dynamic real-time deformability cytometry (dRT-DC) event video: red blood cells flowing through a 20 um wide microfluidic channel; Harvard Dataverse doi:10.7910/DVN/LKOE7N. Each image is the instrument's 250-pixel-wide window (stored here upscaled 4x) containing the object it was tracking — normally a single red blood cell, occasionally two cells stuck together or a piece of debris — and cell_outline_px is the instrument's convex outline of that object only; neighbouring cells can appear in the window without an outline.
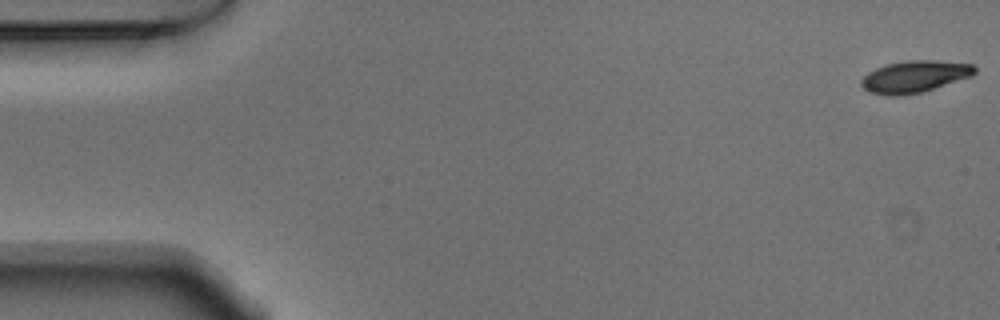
{"species": "Egyptian fruit bat (a non-hibernating species)", "species_latin": "Rousettus aegyptiacus", "temperature_condition": "warm", "stored_images_in_passage": 53, "camera_frame_rate_fps": 3000, "um_per_image_px": 0.085, "animal": {"sex": "male"}, "frame": {"image": 1, "passage_image": 1, "time_ms": 0.0, "image_size_px": [1000, 320], "cell_outline_px": [[976, 72], [972, 76], [920, 92], [900, 96], [888, 96], [868, 92], [860, 84], [860, 80], [868, 72], [876, 68], [888, 64], [908, 60], [936, 60], [972, 64], [976, 68]], "centroid_in_image_um": [77.72, 6.51], "position_along_channel_um": 7.3, "area_um2": 20.98}}
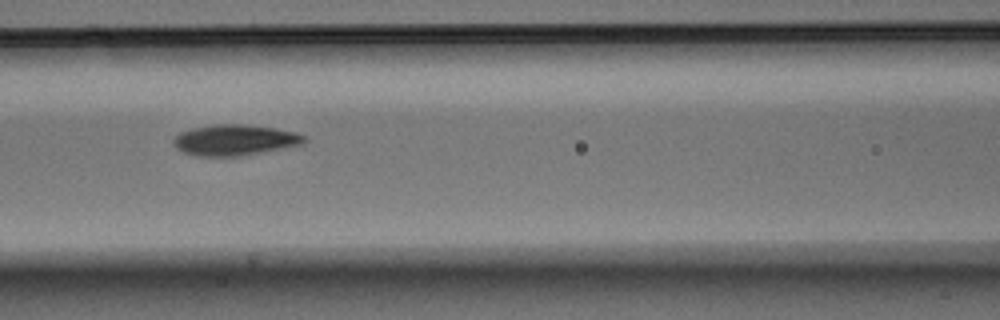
{"frame": {"image": 2, "passage_image": 23, "time_ms": 7.333, "image_size_px": [1000, 320], "cell_outline_px": [[308, 140], [304, 144], [284, 148], [240, 156], [196, 156], [184, 152], [176, 148], [172, 144], [172, 140], [180, 132], [192, 128], [212, 124], [244, 124], [276, 128], [296, 132], [304, 136]], "centroid_in_image_um": [19.96, 11.9], "position_along_channel_um": 146.6, "area_um2": 23.7}}
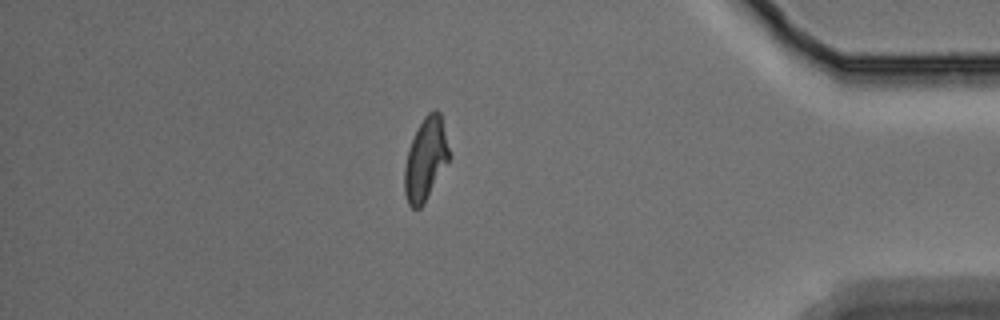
{"frame": {"image": 3, "passage_image": 46, "time_ms": 15.0, "image_size_px": [1000, 320], "cell_outline_px": [[448, 160], [424, 204], [420, 208], [412, 208], [408, 204], [404, 192], [404, 168], [408, 152], [412, 140], [424, 116], [432, 108], [436, 108], [440, 112], [448, 148]], "centroid_in_image_um": [36.15, 13.53], "position_along_channel_um": 399.0, "area_um2": 20.98}, "authors_computed_cell_mechanics": {"area_um2": 22.0796, "velocity_mm_per_s": 3.7729, "shape_relaxation_time_tau1_ms": 3.6888, "shape_relaxation_time_tau2_ms": 1.9646, "deformation_change_tau1": 0.1505, "deformation_change_tau2": 0.0754}}